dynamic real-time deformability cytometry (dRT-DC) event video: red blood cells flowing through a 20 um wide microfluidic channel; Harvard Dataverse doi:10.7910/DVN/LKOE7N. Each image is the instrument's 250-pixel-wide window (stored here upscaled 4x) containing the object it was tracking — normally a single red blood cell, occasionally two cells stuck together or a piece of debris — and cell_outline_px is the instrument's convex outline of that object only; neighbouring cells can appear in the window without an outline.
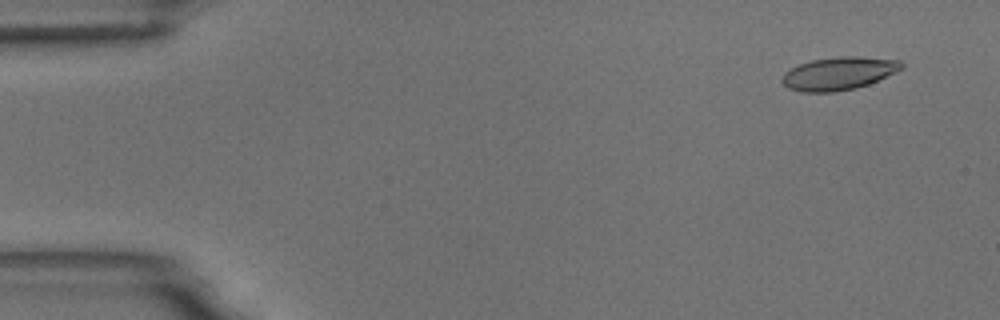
{"species": "common noctule bat (a hibernating species)", "species_latin": "Nyctalus noctula", "temperature_condition": "room temperature", "stored_images_in_passage": 15, "camera_frame_rate_fps": 3000, "um_per_image_px": 0.085, "animal": {"sex": "male", "body_mass_g": 18.8}, "frame": {"image": 1, "passage_image": 2, "time_ms": 1.0, "image_size_px": [1000, 320], "cell_outline_px": [[904, 68], [896, 72], [868, 84], [856, 88], [832, 92], [804, 92], [788, 88], [780, 80], [784, 72], [800, 64], [812, 60], [840, 56], [856, 56], [900, 60], [904, 64]], "centroid_in_image_um": [71.3, 6.24], "position_along_channel_um": 13.7, "area_um2": 22.89}}
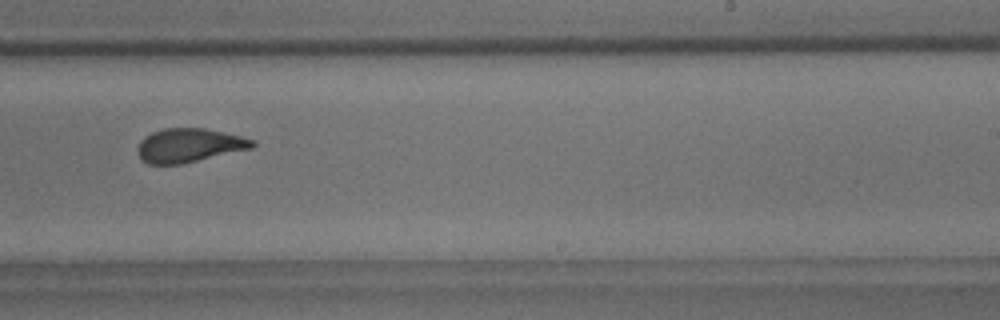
{"frame": {"image": 2, "passage_image": 10, "time_ms": 11.0, "image_size_px": [1000, 320], "cell_outline_px": [[256, 144], [252, 148], [180, 164], [148, 164], [140, 160], [136, 152], [136, 148], [140, 140], [144, 136], [152, 132], [164, 128], [204, 128], [240, 136], [256, 140]], "centroid_in_image_um": [16.02, 12.35], "position_along_channel_um": 273.0, "area_um2": 22.72}}
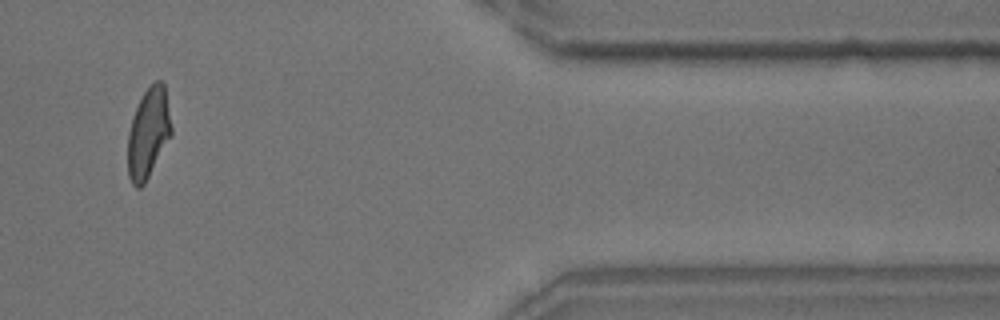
{"frame": {"image": 3, "passage_image": 13, "time_ms": 15.333, "image_size_px": [1000, 320], "cell_outline_px": [[172, 136], [144, 184], [140, 188], [136, 188], [132, 184], [128, 176], [128, 132], [132, 116], [144, 92], [156, 80], [160, 80], [164, 84], [172, 128]], "centroid_in_image_um": [12.61, 11.34], "position_along_channel_um": 398.8, "area_um2": 22.89}, "authors_computed_cell_mechanics": {"area_um2": 22.8888, "velocity_mm_per_s": 3.7155, "shape_relaxation_time_tau1_ms": 6.2407, "shape_relaxation_time_tau2_ms": 1.0471, "deformation_change_tau1": 0.1413, "deformation_change_tau2": 0.0511}}